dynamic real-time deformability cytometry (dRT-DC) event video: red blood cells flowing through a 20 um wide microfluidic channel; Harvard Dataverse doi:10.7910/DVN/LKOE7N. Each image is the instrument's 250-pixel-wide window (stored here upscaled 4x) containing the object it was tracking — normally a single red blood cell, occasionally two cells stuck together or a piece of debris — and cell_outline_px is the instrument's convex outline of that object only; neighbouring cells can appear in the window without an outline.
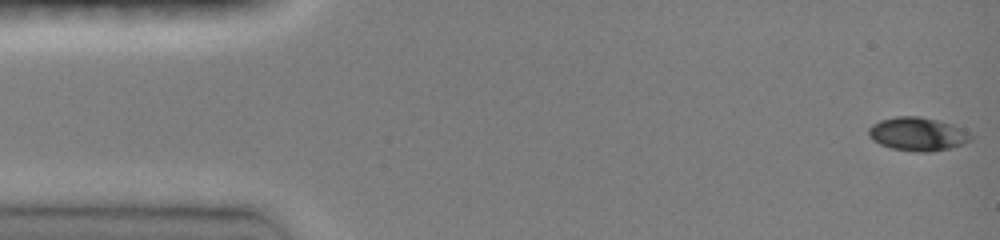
{"species": "common noctule bat (a hibernating species)", "species_latin": "Nyctalus noctula", "temperature_condition": "room temperature", "stored_images_in_passage": 47, "camera_frame_rate_fps": 3000, "um_per_image_px": 0.085, "animal": {"sex": "female", "body_mass_g": 19.0, "forearm_length_mm": 51.5}, "frame": {"image": 1, "passage_image": 1, "time_ms": 0.0, "image_size_px": [1000, 240], "cell_outline_px": [[976, 136], [972, 140], [948, 148], [932, 152], [916, 152], [892, 148], [880, 144], [872, 140], [868, 136], [868, 128], [872, 124], [880, 120], [896, 116], [920, 116], [952, 124]], "centroid_in_image_um": [77.98, 11.39], "position_along_channel_um": 7.0, "area_um2": 20.0}}
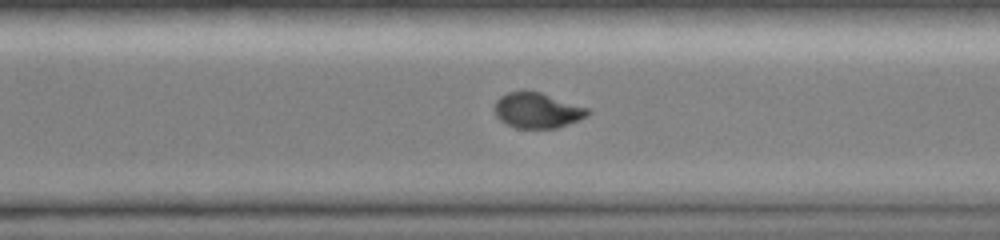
{"frame": {"image": 2, "passage_image": 33, "time_ms": 10.667, "image_size_px": [1000, 240], "cell_outline_px": [[592, 112], [588, 116], [556, 128], [516, 128], [500, 120], [496, 116], [496, 100], [500, 96], [508, 92], [540, 92], [588, 108]], "centroid_in_image_um": [45.69, 9.39], "position_along_channel_um": 324.9, "area_um2": 18.84}}
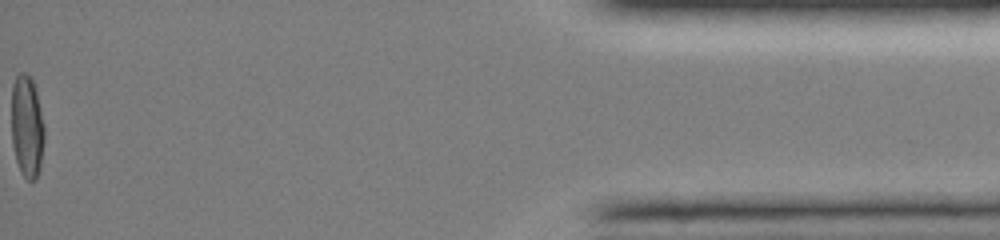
{"frame": {"image": 3, "passage_image": 47, "time_ms": 15.333, "image_size_px": [1000, 240], "cell_outline_px": [[44, 140], [40, 168], [36, 180], [28, 180], [20, 172], [16, 160], [12, 144], [12, 84], [16, 76], [20, 72], [28, 72], [36, 88], [44, 124]], "centroid_in_image_um": [2.3, 10.73], "position_along_channel_um": 432.9, "area_um2": 19.88}, "authors_computed_cell_mechanics": {"area_um2": 19.8832, "velocity_mm_per_s": 4.1263, "shape_relaxation_time_tau1_ms": 7.864, "shape_relaxation_time_tau2_ms": 2.6912, "deformation_change_tau1": 0.2523, "deformation_change_tau2": 0.0497}}